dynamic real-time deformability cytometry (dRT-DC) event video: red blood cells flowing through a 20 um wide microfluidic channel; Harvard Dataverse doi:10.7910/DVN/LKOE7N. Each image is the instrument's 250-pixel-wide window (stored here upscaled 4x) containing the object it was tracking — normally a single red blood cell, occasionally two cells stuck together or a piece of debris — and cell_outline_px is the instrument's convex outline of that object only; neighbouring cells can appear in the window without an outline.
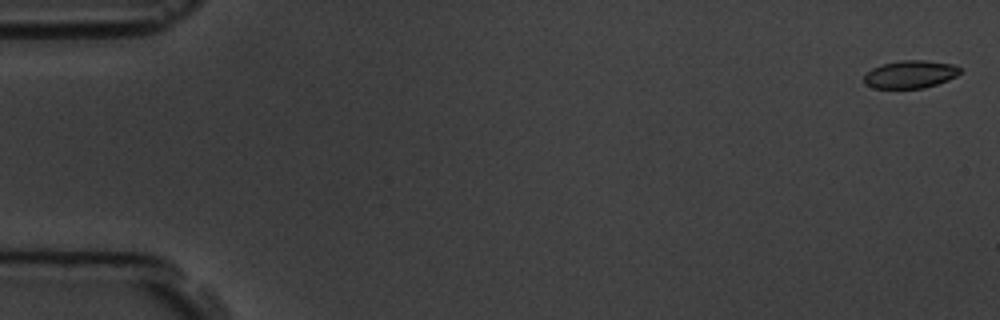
{"species": "common noctule bat (a hibernating species)", "species_latin": "Nyctalus noctula", "temperature_condition": "room temperature", "stored_images_in_passage": 5, "camera_frame_rate_fps": 3000, "um_per_image_px": 0.085, "animal": {"sex": "male", "body_mass_g": 19.5, "forearm_length_mm": 54.6}, "frame": {"image": 1, "passage_image": 1, "time_ms": 0.0, "image_size_px": [1000, 320], "cell_outline_px": [[960, 72], [956, 76], [948, 80], [924, 88], [876, 88], [864, 84], [864, 76], [872, 68], [880, 64], [904, 60], [924, 60], [952, 64], [960, 68]], "centroid_in_image_um": [77.36, 6.31], "position_along_channel_um": 7.6, "area_um2": 15.43}}
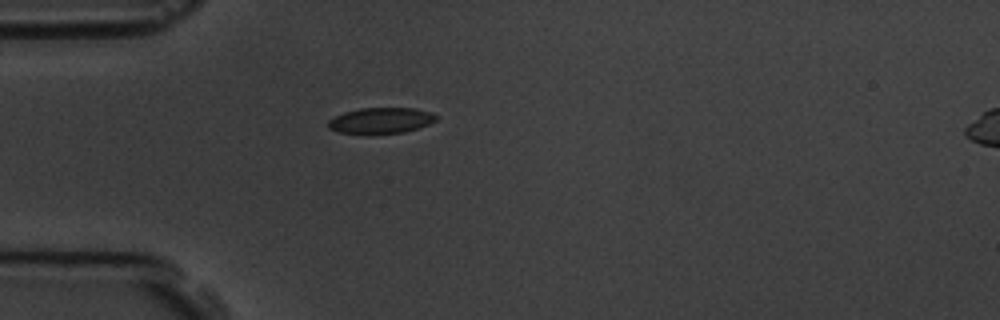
{"frame": {"image": 2, "passage_image": 5, "time_ms": 5.0, "image_size_px": [1000, 320], "cell_outline_px": [[436, 120], [428, 124], [404, 132], [340, 132], [328, 128], [328, 120], [344, 112], [360, 108], [412, 108], [432, 112], [436, 116]], "centroid_in_image_um": [32.38, 10.21], "position_along_channel_um": 52.6, "area_um2": 15.66}}